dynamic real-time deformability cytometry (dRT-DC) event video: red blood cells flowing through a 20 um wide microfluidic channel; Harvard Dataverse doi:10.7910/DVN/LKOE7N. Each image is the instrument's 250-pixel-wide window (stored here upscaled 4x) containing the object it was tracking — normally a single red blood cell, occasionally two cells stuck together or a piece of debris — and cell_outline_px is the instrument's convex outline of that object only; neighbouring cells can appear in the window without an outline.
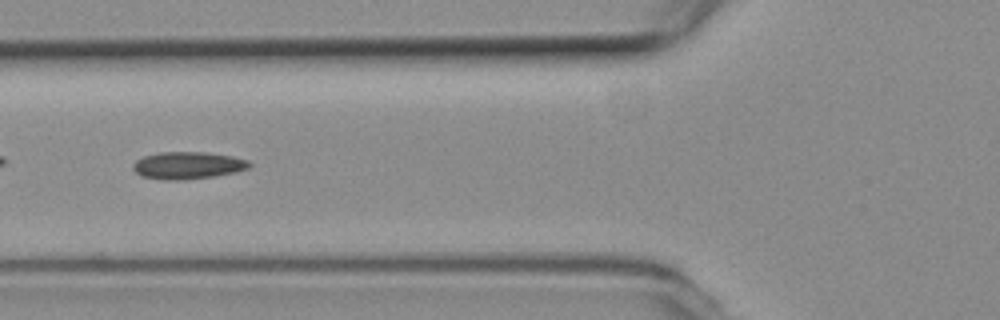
{"species": "common noctule bat (a hibernating species)", "species_latin": "Nyctalus noctula", "temperature_condition": "room temperature", "stored_images_in_passage": 29, "camera_frame_rate_fps": 3000, "um_per_image_px": 0.085, "animal": {"sex": "female", "body_mass_g": 19.3, "forearm_length_mm": 54.1}, "frame": {"image": 1, "passage_image": 5, "time_ms": 1.333, "image_size_px": [1000, 320], "cell_outline_px": [[252, 164], [248, 168], [236, 172], [212, 176], [184, 180], [164, 180], [140, 176], [132, 168], [132, 164], [136, 160], [144, 156], [160, 152], [208, 152], [232, 156], [248, 160]], "centroid_in_image_um": [15.95, 14.05], "position_along_channel_um": 109.9, "area_um2": 18.55}}
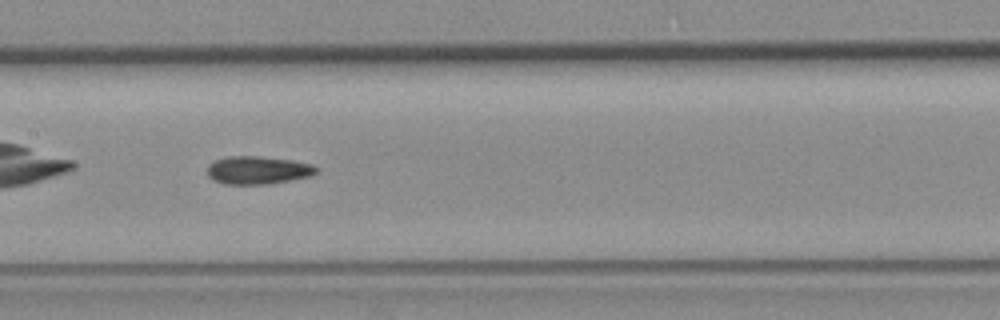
{"frame": {"image": 2, "passage_image": 11, "time_ms": 3.333, "image_size_px": [1000, 320], "cell_outline_px": [[320, 168], [312, 176], [268, 184], [224, 184], [212, 180], [208, 176], [208, 164], [216, 160], [228, 156], [256, 156], [292, 160], [312, 164]], "centroid_in_image_um": [21.93, 14.47], "position_along_channel_um": 185.5, "area_um2": 17.86}}
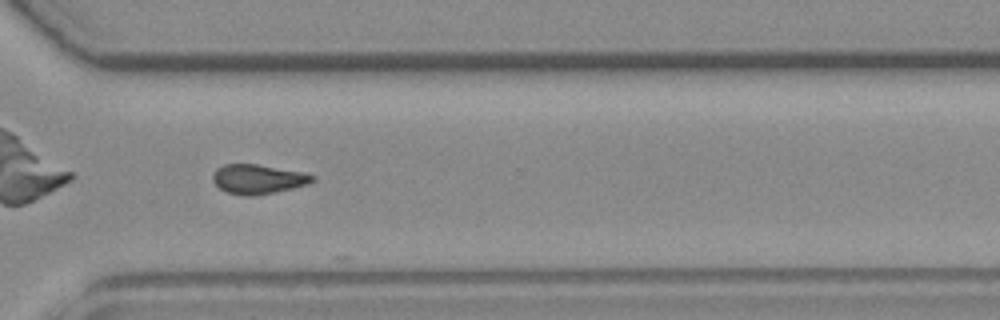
{"frame": {"image": 3, "passage_image": 24, "time_ms": 7.667, "image_size_px": [1000, 320], "cell_outline_px": [[316, 180], [308, 184], [292, 188], [252, 196], [244, 196], [228, 192], [220, 188], [212, 180], [212, 176], [216, 168], [224, 164], [256, 164], [304, 172], [316, 176]], "centroid_in_image_um": [21.94, 15.21], "position_along_channel_um": 348.7, "area_um2": 17.05}, "authors_computed_cell_mechanics": {"area_um2": 17.34, "velocity_mm_per_s": 3.7738, "shape_relaxation_time_tau1_ms": null, "shape_relaxation_time_tau2_ms": 7.2017, "deformation_change_tau1": null, "deformation_change_tau2": 0.1356}}